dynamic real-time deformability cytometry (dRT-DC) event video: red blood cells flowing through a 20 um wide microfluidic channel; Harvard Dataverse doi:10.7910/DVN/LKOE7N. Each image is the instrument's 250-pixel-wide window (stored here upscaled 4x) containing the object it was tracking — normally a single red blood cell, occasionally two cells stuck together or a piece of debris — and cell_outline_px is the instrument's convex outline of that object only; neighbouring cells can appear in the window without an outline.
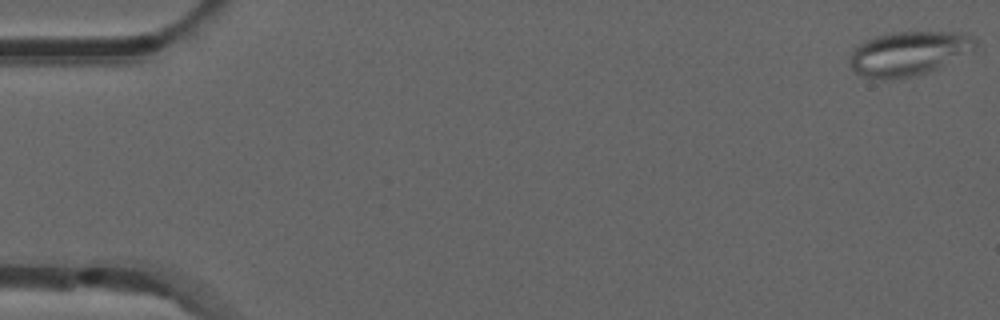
{"species": "common noctule bat (a hibernating species)", "species_latin": "Nyctalus noctula", "temperature_condition": "room temperature", "stored_images_in_passage": 53, "camera_frame_rate_fps": 3000, "um_per_image_px": 0.085, "animal": {"sex": "male", "forearm_length_mm": 52.5}, "frame": {"image": 1, "passage_image": 1, "time_ms": 0.0, "image_size_px": [1000, 320], "cell_outline_px": [[976, 48], [928, 72], [916, 76], [888, 80], [884, 80], [864, 76], [856, 72], [852, 68], [852, 48], [876, 36], [892, 32], [968, 32], [976, 40]], "centroid_in_image_um": [77.25, 4.53], "position_along_channel_um": 7.7, "area_um2": 32.02}}
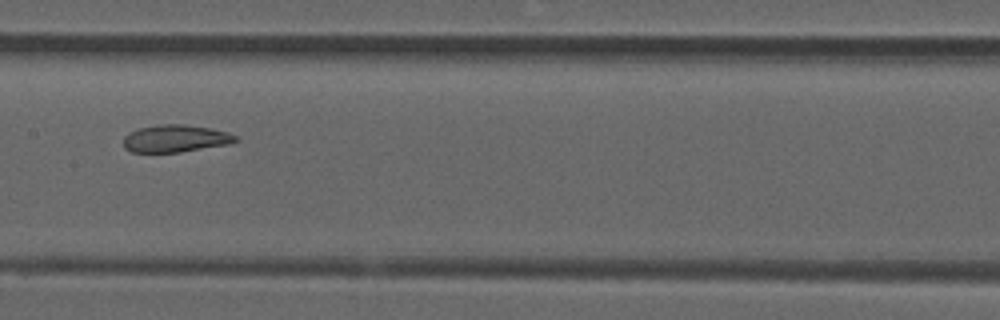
{"frame": {"image": 2, "passage_image": 27, "time_ms": 8.667, "image_size_px": [1000, 320], "cell_outline_px": [[240, 140], [228, 144], [180, 152], [132, 152], [124, 148], [124, 136], [128, 132], [140, 128], [160, 124], [184, 124], [212, 128], [228, 132], [236, 136]], "centroid_in_image_um": [14.92, 11.77], "position_along_channel_um": 192.5, "area_um2": 17.92}}
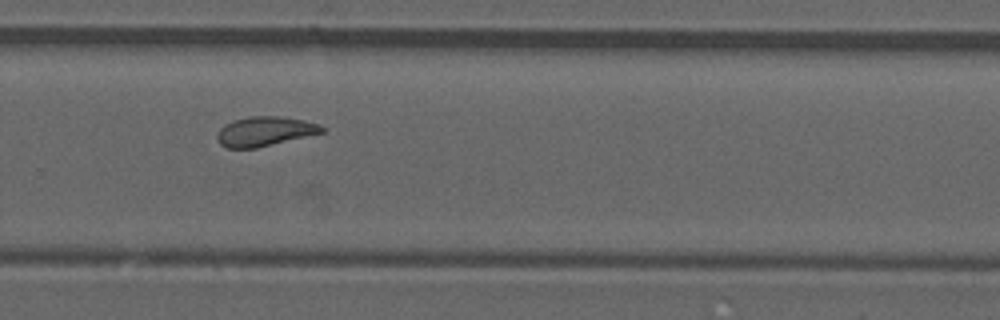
{"frame": {"image": 3, "passage_image": 36, "time_ms": 11.667, "image_size_px": [1000, 320], "cell_outline_px": [[324, 132], [256, 148], [224, 148], [216, 140], [216, 136], [220, 128], [224, 124], [232, 120], [252, 116], [284, 116], [304, 120], [320, 124], [324, 128]], "centroid_in_image_um": [22.47, 11.16], "position_along_channel_um": 307.3, "area_um2": 18.15}, "authors_computed_cell_mechanics": {"area_um2": 18.9584, "velocity_mm_per_s": 3.8463, "shape_relaxation_time_tau1_ms": null, "shape_relaxation_time_tau2_ms": 1.8419, "deformation_change_tau1": null, "deformation_change_tau2": 0.0837}}